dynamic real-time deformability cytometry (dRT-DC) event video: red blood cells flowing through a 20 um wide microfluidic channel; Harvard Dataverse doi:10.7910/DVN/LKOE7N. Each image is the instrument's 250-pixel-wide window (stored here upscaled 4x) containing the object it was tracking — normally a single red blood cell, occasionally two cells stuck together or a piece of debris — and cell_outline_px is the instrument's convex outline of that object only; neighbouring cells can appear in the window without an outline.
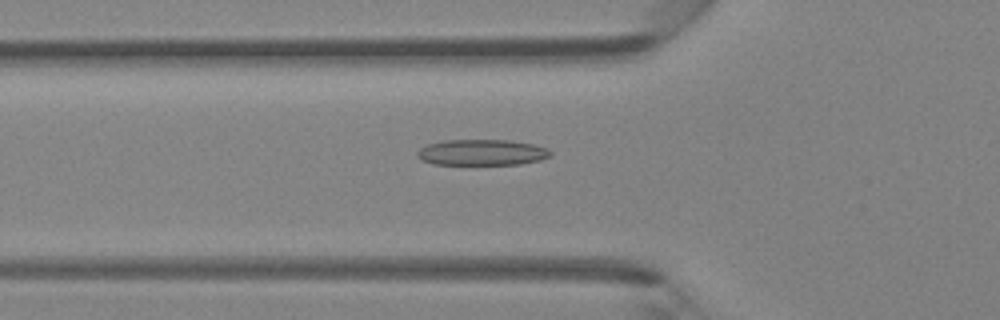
{"species": "Egyptian fruit bat (a non-hibernating species)", "species_latin": "Rousettus aegyptiacus", "temperature_condition": "room temperature", "stored_images_in_passage": 45, "camera_frame_rate_fps": 3000, "um_per_image_px": 0.085, "animal": {"sex": "female"}, "frame": {"image": 1, "passage_image": 16, "time_ms": 5.0, "image_size_px": [1000, 320], "cell_outline_px": [[552, 156], [540, 160], [520, 164], [432, 164], [420, 160], [416, 156], [416, 152], [420, 148], [428, 144], [444, 140], [508, 140], [532, 144], [548, 148], [552, 152]], "centroid_in_image_um": [40.95, 12.95], "position_along_channel_um": 84.9, "area_um2": 20.23}}
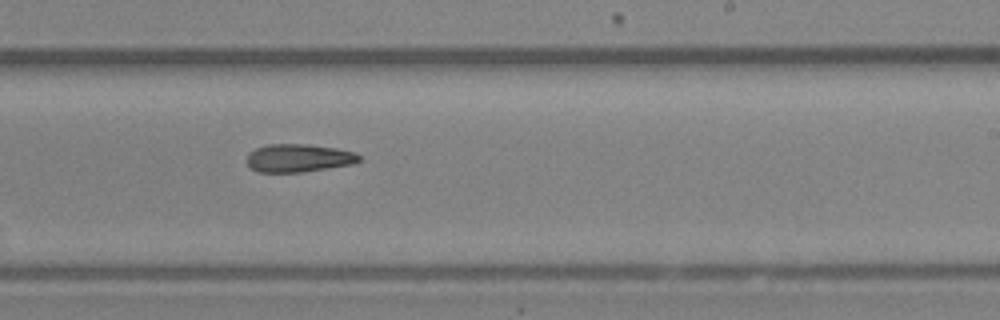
{"frame": {"image": 2, "passage_image": 28, "time_ms": 9.0, "image_size_px": [1000, 320], "cell_outline_px": [[360, 160], [352, 164], [328, 168], [300, 172], [256, 172], [248, 164], [248, 152], [256, 148], [268, 144], [304, 144], [336, 148], [356, 152], [360, 156]], "centroid_in_image_um": [25.38, 13.43], "position_along_channel_um": 263.6, "area_um2": 18.26}}
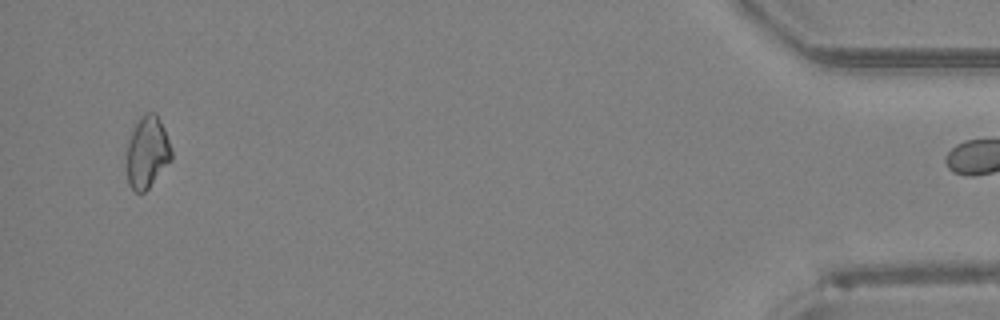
{"frame": {"image": 3, "passage_image": 44, "time_ms": 14.333, "image_size_px": [1000, 320], "cell_outline_px": [[172, 160], [148, 188], [144, 192], [136, 192], [128, 184], [124, 164], [128, 140], [132, 128], [140, 116], [148, 112], [156, 112], [164, 128], [172, 152]], "centroid_in_image_um": [12.47, 12.94], "position_along_channel_um": 422.7, "area_um2": 19.25}}